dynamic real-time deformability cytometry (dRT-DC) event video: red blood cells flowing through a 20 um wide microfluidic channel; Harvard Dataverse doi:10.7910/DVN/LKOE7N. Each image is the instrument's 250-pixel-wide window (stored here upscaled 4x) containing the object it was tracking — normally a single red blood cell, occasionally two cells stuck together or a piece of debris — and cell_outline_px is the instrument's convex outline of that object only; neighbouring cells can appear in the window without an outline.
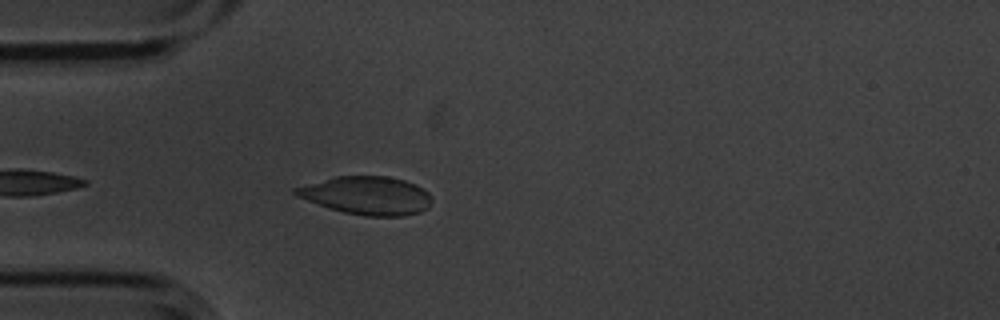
{"species": "common noctule bat (a hibernating species)", "species_latin": "Nyctalus noctula", "temperature_condition": "cold", "stored_images_in_passage": 3, "camera_frame_rate_fps": 3000, "um_per_image_px": 0.085, "animal": {"sex": "male", "body_mass_g": 20.1, "forearm_length_mm": 53.5}, "frame": {"image": 1, "passage_image": 3, "time_ms": 0.667, "image_size_px": [1000, 320], "cell_outline_px": [[432, 196], [428, 208], [420, 212], [404, 216], [364, 216], [344, 212], [328, 208], [296, 196], [292, 192], [292, 188], [336, 176], [388, 176], [404, 180], [416, 184], [428, 192]], "centroid_in_image_um": [31.18, 16.62], "position_along_channel_um": 53.8, "area_um2": 30.4}}